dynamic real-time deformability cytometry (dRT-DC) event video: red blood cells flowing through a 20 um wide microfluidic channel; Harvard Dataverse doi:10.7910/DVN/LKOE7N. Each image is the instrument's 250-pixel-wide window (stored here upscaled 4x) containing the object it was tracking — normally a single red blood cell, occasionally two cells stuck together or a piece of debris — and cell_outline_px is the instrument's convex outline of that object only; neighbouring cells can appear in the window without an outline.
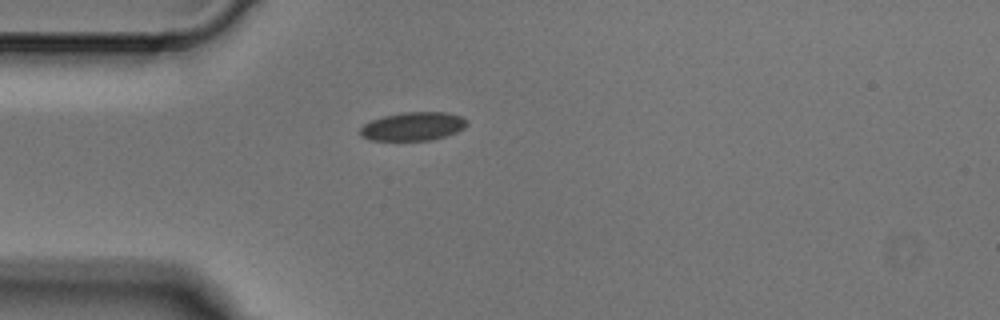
{"species": "Egyptian fruit bat (a non-hibernating species)", "species_latin": "Rousettus aegyptiacus", "temperature_condition": "cold", "stored_images_in_passage": 1, "camera_frame_rate_fps": 3000, "um_per_image_px": 0.085, "animal": {"sex": "male"}, "frame": {"image": 1, "passage_image": 1, "time_ms": 0.0, "image_size_px": [1000, 320], "cell_outline_px": [[468, 124], [464, 128], [456, 132], [432, 140], [372, 140], [360, 136], [360, 128], [364, 124], [372, 120], [384, 116], [404, 112], [444, 112], [460, 116], [468, 120]], "centroid_in_image_um": [35.11, 10.74], "position_along_channel_um": 49.9, "area_um2": 17.63}}